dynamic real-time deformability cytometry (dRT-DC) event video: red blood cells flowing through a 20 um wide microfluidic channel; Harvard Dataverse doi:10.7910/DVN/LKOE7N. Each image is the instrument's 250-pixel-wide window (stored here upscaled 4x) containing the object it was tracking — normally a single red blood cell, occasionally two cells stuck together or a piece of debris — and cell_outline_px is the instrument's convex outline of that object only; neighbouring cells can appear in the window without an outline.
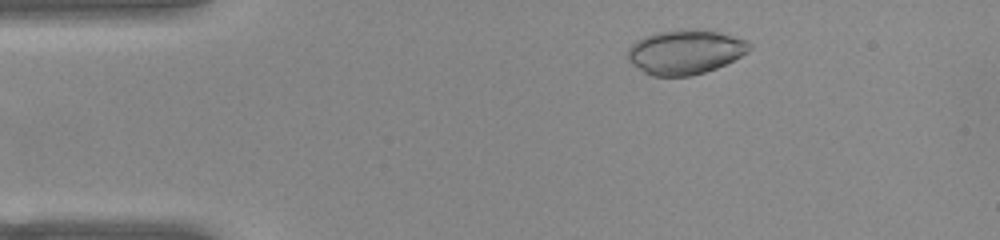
{"species": "common noctule bat (a hibernating species)", "species_latin": "Nyctalus noctula", "temperature_condition": "warm", "stored_images_in_passage": 47, "camera_frame_rate_fps": 3000, "um_per_image_px": 0.085, "animal": {"sex": "female", "body_mass_g": 22.0, "forearm_length_mm": 56.7}, "frame": {"image": 1, "passage_image": 3, "time_ms": 0.667, "image_size_px": [1000, 240], "cell_outline_px": [[752, 48], [748, 52], [716, 68], [692, 76], [652, 76], [644, 72], [632, 64], [628, 60], [628, 48], [636, 40], [644, 36], [656, 32], [684, 28], [704, 28], [720, 32], [748, 40], [752, 44]], "centroid_in_image_um": [58.26, 4.38], "position_along_channel_um": 26.7, "area_um2": 31.96}}
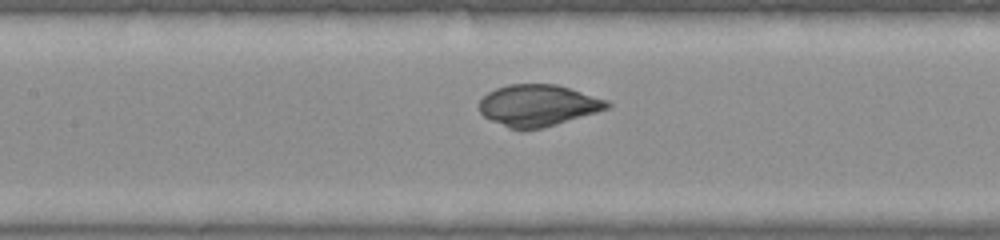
{"frame": {"image": 2, "passage_image": 18, "time_ms": 5.667, "image_size_px": [1000, 240], "cell_outline_px": [[612, 104], [608, 108], [596, 112], [544, 128], [524, 132], [508, 128], [484, 116], [480, 112], [480, 100], [488, 92], [496, 88], [508, 84], [556, 84], [608, 100]], "centroid_in_image_um": [45.72, 8.98], "position_along_channel_um": 161.7, "area_um2": 31.1}}
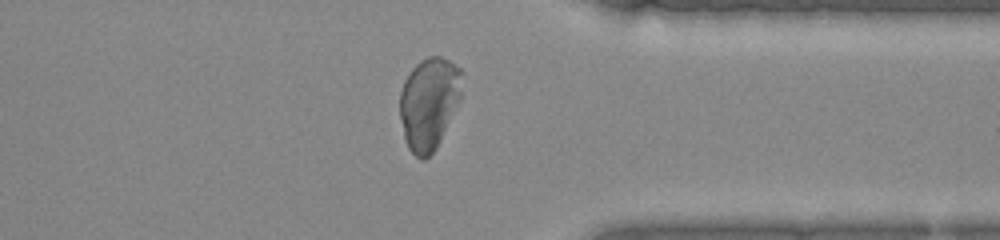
{"frame": {"image": 3, "passage_image": 35, "time_ms": 11.333, "image_size_px": [1000, 240], "cell_outline_px": [[464, 72], [460, 100], [436, 148], [424, 160], [420, 160], [408, 148], [404, 136], [400, 120], [400, 92], [404, 80], [412, 68], [420, 60], [428, 56], [440, 56], [448, 60], [460, 68]], "centroid_in_image_um": [36.47, 8.75], "position_along_channel_um": 374.9, "area_um2": 33.52}}